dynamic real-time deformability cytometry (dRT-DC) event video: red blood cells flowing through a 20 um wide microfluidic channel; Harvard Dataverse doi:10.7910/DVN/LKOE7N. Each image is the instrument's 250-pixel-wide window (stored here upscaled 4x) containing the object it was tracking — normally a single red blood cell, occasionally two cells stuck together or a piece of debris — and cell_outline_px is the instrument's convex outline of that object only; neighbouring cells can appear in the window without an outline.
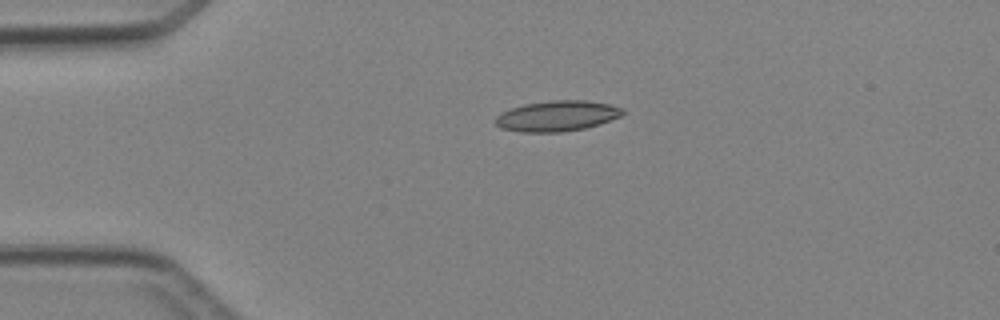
{"species": "Egyptian fruit bat (a non-hibernating species)", "species_latin": "Rousettus aegyptiacus", "temperature_condition": "cold", "stored_images_in_passage": 4, "camera_frame_rate_fps": 3000, "um_per_image_px": 0.085, "animal": {"sex": "female"}, "frame": {"image": 1, "passage_image": 3, "time_ms": 2.333, "image_size_px": [1000, 320], "cell_outline_px": [[624, 112], [620, 116], [600, 124], [584, 128], [560, 132], [520, 132], [500, 128], [492, 120], [500, 112], [524, 104], [552, 100], [588, 100], [608, 104], [624, 108]], "centroid_in_image_um": [47.31, 9.85], "position_along_channel_um": 37.7, "area_um2": 22.77}}